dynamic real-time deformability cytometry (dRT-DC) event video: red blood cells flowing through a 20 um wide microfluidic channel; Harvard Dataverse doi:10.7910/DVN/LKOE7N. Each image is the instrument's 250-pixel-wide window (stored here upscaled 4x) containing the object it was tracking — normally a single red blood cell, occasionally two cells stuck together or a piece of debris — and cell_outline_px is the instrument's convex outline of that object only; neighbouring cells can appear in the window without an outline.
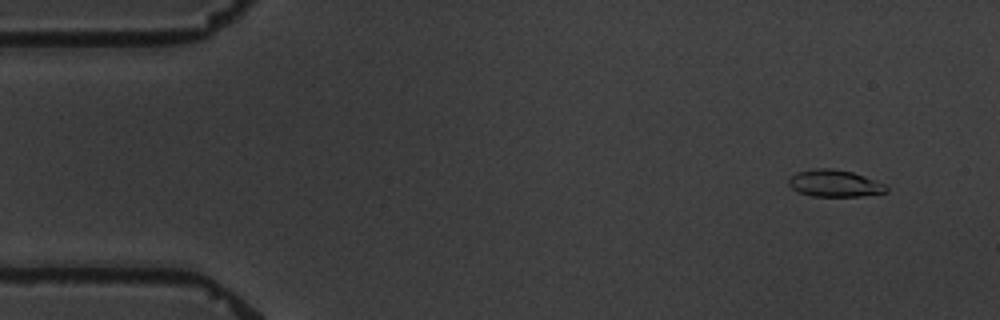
{"species": "common noctule bat (a hibernating species)", "species_latin": "Nyctalus noctula", "temperature_condition": "warm", "stored_images_in_passage": 6, "camera_frame_rate_fps": 3000, "um_per_image_px": 0.085, "animal": {"sex": "male", "body_mass_g": 19.5, "forearm_length_mm": 54.6}, "frame": {"image": 1, "passage_image": 2, "time_ms": 1.0, "image_size_px": [1000, 320], "cell_outline_px": [[888, 192], [860, 196], [812, 196], [800, 192], [792, 188], [788, 184], [788, 180], [796, 172], [816, 168], [832, 168], [852, 172], [864, 176], [884, 184], [888, 188]], "centroid_in_image_um": [70.94, 15.58], "position_along_channel_um": 14.1, "area_um2": 15.2}}
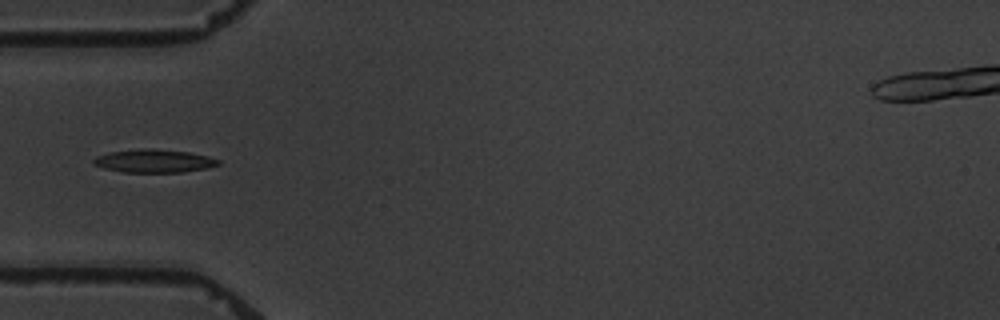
{"frame": {"image": 2, "passage_image": 6, "time_ms": 5.667, "image_size_px": [1000, 320], "cell_outline_px": [[220, 164], [208, 168], [184, 172], [124, 172], [104, 168], [92, 164], [92, 160], [96, 156], [108, 152], [140, 148], [152, 148], [188, 152], [208, 156], [220, 160]], "centroid_in_image_um": [13.08, 13.67], "position_along_channel_um": 71.9, "area_um2": 16.99}}